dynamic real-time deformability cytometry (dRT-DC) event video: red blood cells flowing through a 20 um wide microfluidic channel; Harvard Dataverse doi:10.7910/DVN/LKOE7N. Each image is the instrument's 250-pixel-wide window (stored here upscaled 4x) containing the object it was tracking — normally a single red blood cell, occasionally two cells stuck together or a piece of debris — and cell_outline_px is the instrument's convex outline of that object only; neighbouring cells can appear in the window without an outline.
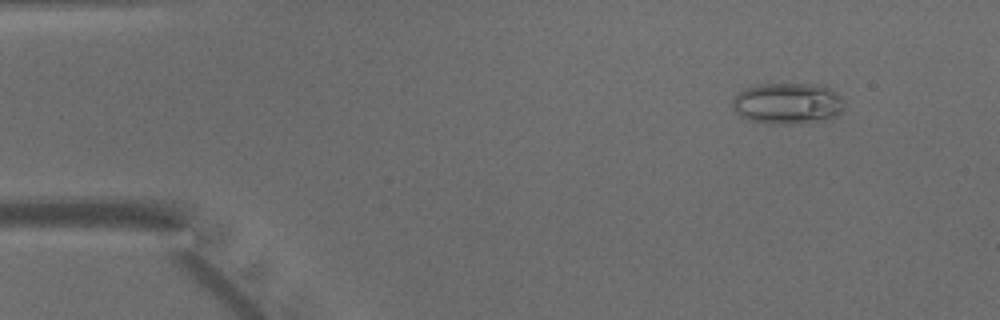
{"species": "common noctule bat (a hibernating species)", "species_latin": "Nyctalus noctula", "temperature_condition": "warm", "stored_images_in_passage": 15, "camera_frame_rate_fps": 3000, "um_per_image_px": 0.085, "animal": {"sex": "male", "body_mass_g": 15.6}, "frame": {"image": 1, "passage_image": 5, "time_ms": 1.333, "image_size_px": [1000, 320], "cell_outline_px": [[844, 108], [836, 116], [828, 120], [788, 124], [776, 124], [748, 120], [740, 116], [732, 108], [732, 96], [744, 88], [756, 84], [820, 84], [828, 88], [840, 96]], "centroid_in_image_um": [66.9, 8.79], "position_along_channel_um": 18.1, "area_um2": 27.11}}